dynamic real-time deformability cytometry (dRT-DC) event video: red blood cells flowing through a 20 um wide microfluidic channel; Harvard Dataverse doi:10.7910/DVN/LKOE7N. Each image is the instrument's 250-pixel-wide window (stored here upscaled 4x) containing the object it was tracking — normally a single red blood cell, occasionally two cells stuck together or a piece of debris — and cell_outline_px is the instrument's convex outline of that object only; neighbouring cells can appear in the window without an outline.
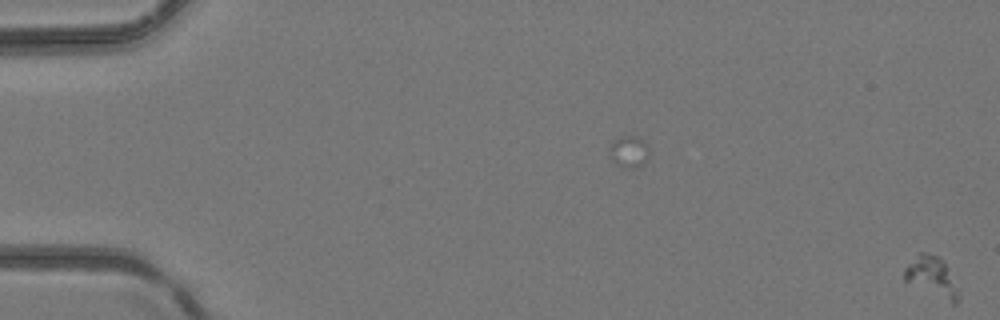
{"species": "common noctule bat (a hibernating species)", "species_latin": "Nyctalus noctula", "temperature_condition": "room temperature", "stored_images_in_passage": 2, "camera_frame_rate_fps": 3000, "um_per_image_px": 0.085, "animal": {"sex": "female", "body_mass_g": 24.6, "forearm_length_mm": 56.2}, "frame": {"image": 1, "passage_image": 2, "time_ms": 0.333, "image_size_px": [1000, 320], "cell_outline_px": [[960, 300], [956, 304], [952, 304], [904, 280], [904, 268], [920, 252], [924, 252], [936, 256], [944, 260], [960, 292]], "centroid_in_image_um": [79.26, 23.56], "position_along_channel_um": 5.7, "area_um2": 12.6}}